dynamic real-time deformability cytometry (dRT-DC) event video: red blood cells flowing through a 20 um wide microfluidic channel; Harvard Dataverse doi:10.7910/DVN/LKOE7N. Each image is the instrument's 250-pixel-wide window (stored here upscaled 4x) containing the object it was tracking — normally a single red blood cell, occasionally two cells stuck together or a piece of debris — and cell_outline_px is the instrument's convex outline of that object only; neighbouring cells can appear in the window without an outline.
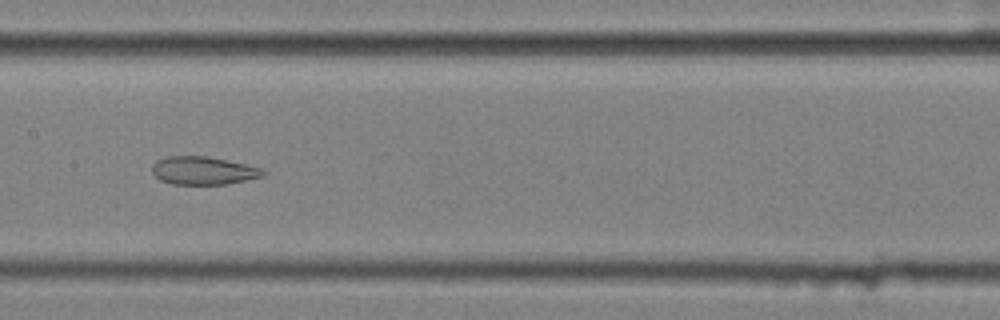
{"species": "common noctule bat (a hibernating species)", "species_latin": "Nyctalus noctula", "temperature_condition": "cold", "stored_images_in_passage": 8, "camera_frame_rate_fps": 3000, "um_per_image_px": 0.085, "animal": {"sex": "female", "body_mass_g": 25.1}, "frame": {"image": 1, "passage_image": 8, "time_ms": 2.333, "image_size_px": [1000, 320], "cell_outline_px": [[268, 172], [264, 176], [228, 184], [172, 184], [160, 180], [152, 172], [152, 164], [156, 160], [168, 156], [208, 156], [244, 164], [260, 168]], "centroid_in_image_um": [17.27, 14.5], "position_along_channel_um": 190.1, "area_um2": 18.15}}